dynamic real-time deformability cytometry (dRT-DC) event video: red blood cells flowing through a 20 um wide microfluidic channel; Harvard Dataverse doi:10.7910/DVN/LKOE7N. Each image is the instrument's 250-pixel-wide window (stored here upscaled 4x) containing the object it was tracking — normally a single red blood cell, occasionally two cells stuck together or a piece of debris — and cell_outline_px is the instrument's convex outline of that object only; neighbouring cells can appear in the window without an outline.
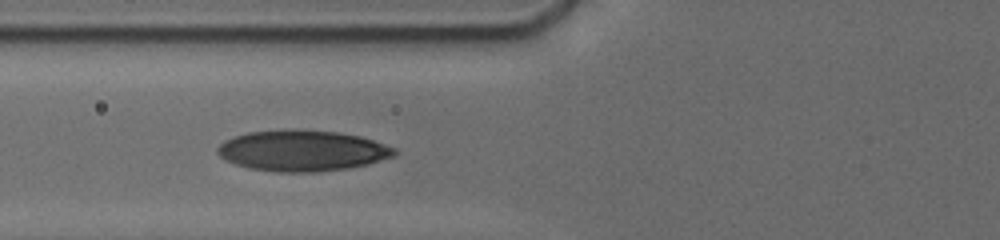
{"species": "human", "species_latin": "Homo sapiens", "temperature_condition": "cold", "stored_images_in_passage": 7, "camera_frame_rate_fps": 3000, "um_per_image_px": 0.085, "donor": {"sex": "male"}, "frame": {"image": 1, "passage_image": 6, "time_ms": 5.0, "image_size_px": [1000, 240], "cell_outline_px": [[396, 156], [368, 164], [348, 168], [316, 172], [276, 172], [252, 168], [236, 164], [224, 160], [216, 152], [216, 148], [224, 140], [248, 132], [288, 128], [296, 128], [340, 132], [360, 136], [396, 148]], "centroid_in_image_um": [25.69, 12.79], "position_along_channel_um": 100.1, "area_um2": 42.6}}